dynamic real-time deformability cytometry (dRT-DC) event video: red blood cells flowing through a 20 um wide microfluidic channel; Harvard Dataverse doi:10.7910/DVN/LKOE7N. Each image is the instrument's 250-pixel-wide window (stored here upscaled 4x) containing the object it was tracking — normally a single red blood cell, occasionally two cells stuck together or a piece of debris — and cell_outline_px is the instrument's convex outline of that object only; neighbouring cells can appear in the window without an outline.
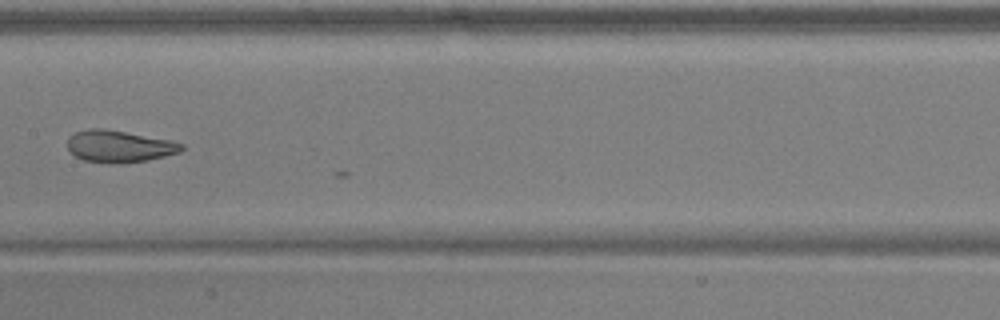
{"species": "common noctule bat (a hibernating species)", "species_latin": "Nyctalus noctula", "temperature_condition": "warm", "stored_images_in_passage": 29, "camera_frame_rate_fps": 3000, "um_per_image_px": 0.085, "animal": {"sex": "male", "body_mass_g": 17.9, "forearm_length_mm": 54.2}, "frame": {"image": 1, "passage_image": 26, "time_ms": 8.333, "image_size_px": [1000, 320], "cell_outline_px": [[184, 148], [180, 152], [148, 160], [120, 164], [108, 164], [84, 160], [76, 156], [68, 148], [68, 136], [76, 132], [88, 128], [104, 128], [172, 140], [184, 144]], "centroid_in_image_um": [10.14, 12.44], "position_along_channel_um": 197.3, "area_um2": 21.44}}